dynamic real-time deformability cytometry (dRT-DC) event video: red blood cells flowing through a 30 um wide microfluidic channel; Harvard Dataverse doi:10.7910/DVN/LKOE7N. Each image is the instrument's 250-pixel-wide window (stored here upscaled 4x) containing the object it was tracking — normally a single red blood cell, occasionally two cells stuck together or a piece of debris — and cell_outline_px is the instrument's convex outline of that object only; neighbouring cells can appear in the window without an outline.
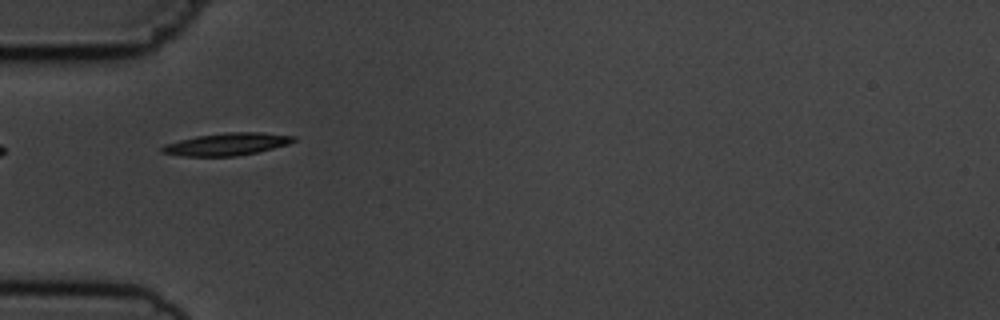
{"species": "common noctule bat (a hibernating species)", "species_latin": "Nyctalus noctula", "temperature_condition": "cold", "stored_images_in_passage": 8, "camera_frame_rate_fps": 3000, "um_per_image_px": 0.085, "animal": {"sex": "male", "body_mass_g": 19.5, "forearm_length_mm": 54.6}, "frame": {"image": 1, "passage_image": 5, "time_ms": 5.333, "image_size_px": [1000, 320], "cell_outline_px": [[296, 140], [288, 144], [256, 152], [236, 156], [184, 156], [160, 152], [160, 148], [164, 144], [196, 136], [224, 132], [260, 132], [296, 136]], "centroid_in_image_um": [19.27, 12.25], "position_along_channel_um": 65.7, "area_um2": 17.11}}
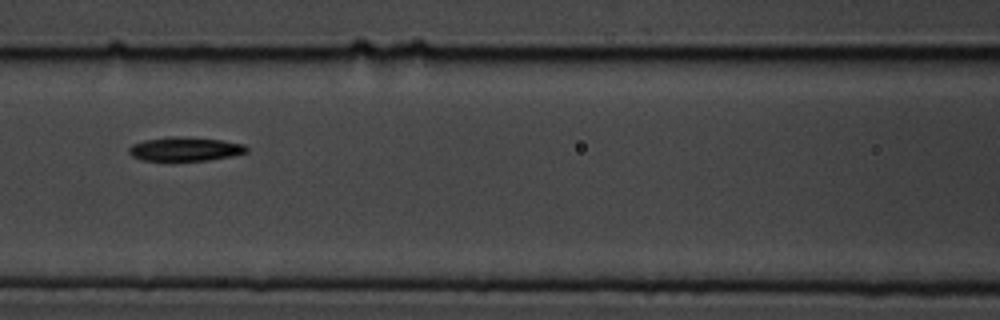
{"frame": {"image": 2, "passage_image": 7, "time_ms": 7.667, "image_size_px": [1000, 320], "cell_outline_px": [[248, 152], [232, 156], [208, 160], [144, 160], [132, 156], [128, 152], [128, 148], [132, 144], [144, 140], [172, 136], [180, 136], [220, 140], [244, 144], [248, 148]], "centroid_in_image_um": [15.73, 12.66], "position_along_channel_um": 150.9, "area_um2": 16.3}}
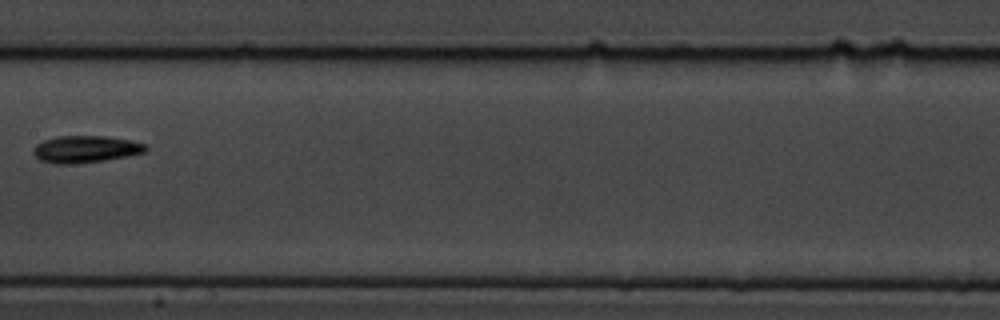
{"frame": {"image": 3, "passage_image": 8, "time_ms": 9.0, "image_size_px": [1000, 320], "cell_outline_px": [[148, 148], [144, 152], [104, 160], [68, 164], [56, 164], [40, 160], [32, 152], [32, 148], [36, 144], [44, 140], [56, 136], [104, 136], [132, 140], [144, 144]], "centroid_in_image_um": [7.22, 12.67], "position_along_channel_um": 200.2, "area_um2": 17.51}}